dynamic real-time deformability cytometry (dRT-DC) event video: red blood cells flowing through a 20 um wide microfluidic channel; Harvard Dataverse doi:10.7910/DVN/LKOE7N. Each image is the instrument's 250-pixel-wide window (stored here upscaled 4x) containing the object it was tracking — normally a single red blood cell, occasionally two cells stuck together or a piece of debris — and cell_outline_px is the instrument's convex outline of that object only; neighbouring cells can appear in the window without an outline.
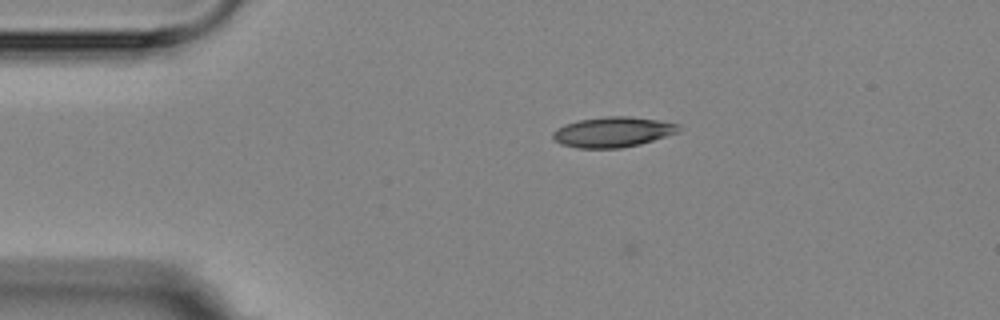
{"species": "Egyptian fruit bat (a non-hibernating species)", "species_latin": "Rousettus aegyptiacus", "temperature_condition": "room temperature", "stored_images_in_passage": 4, "camera_frame_rate_fps": 3000, "um_per_image_px": 0.085, "animal": {"sex": "female"}, "frame": {"image": 1, "passage_image": 3, "time_ms": 3.333, "image_size_px": [1000, 320], "cell_outline_px": [[680, 132], [640, 144], [620, 148], [576, 148], [560, 144], [552, 136], [552, 132], [556, 128], [564, 124], [580, 120], [608, 116], [628, 116], [656, 120], [680, 124]], "centroid_in_image_um": [52.08, 11.22], "position_along_channel_um": 32.9, "area_um2": 22.2}}